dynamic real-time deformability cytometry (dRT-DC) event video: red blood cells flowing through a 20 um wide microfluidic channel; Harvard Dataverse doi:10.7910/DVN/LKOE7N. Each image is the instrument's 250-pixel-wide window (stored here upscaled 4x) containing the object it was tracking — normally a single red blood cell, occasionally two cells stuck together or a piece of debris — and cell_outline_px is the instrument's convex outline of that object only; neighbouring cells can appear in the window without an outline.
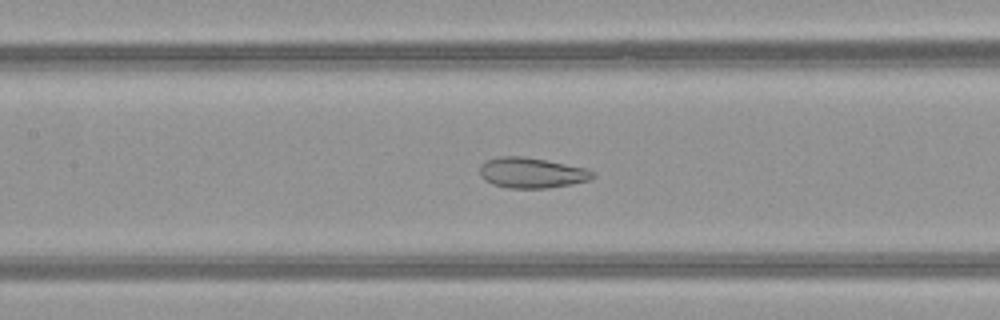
{"species": "common noctule bat (a hibernating species)", "species_latin": "Nyctalus noctula", "temperature_condition": "warm", "stored_images_in_passage": 51, "camera_frame_rate_fps": 3000, "um_per_image_px": 0.085, "animal": {"sex": "female", "body_mass_g": 21.9}, "frame": {"image": 1, "passage_image": 24, "time_ms": 7.667, "image_size_px": [1000, 320], "cell_outline_px": [[596, 176], [592, 180], [572, 184], [548, 188], [508, 188], [492, 184], [484, 180], [480, 176], [480, 164], [488, 160], [500, 156], [524, 156], [588, 168], [596, 172]], "centroid_in_image_um": [45.24, 14.69], "position_along_channel_um": 162.2, "area_um2": 20.35}}
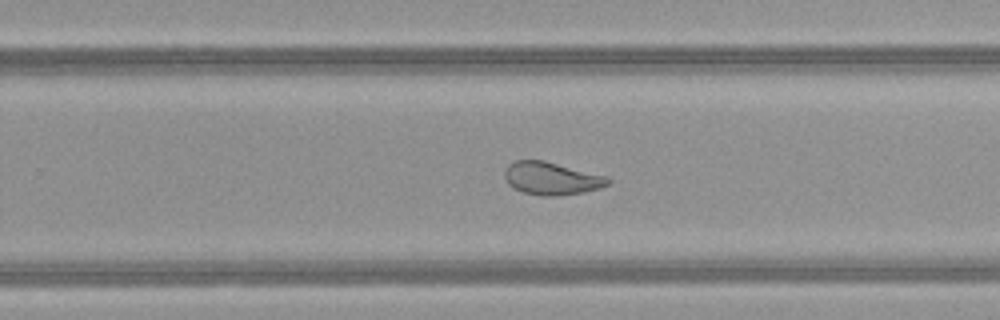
{"frame": {"image": 2, "passage_image": 33, "time_ms": 10.667, "image_size_px": [1000, 320], "cell_outline_px": [[612, 180], [608, 184], [600, 188], [584, 192], [556, 196], [544, 196], [524, 192], [508, 184], [504, 176], [504, 172], [508, 164], [516, 160], [544, 160], [604, 176]], "centroid_in_image_um": [46.86, 15.16], "position_along_channel_um": 282.9, "area_um2": 19.48}}
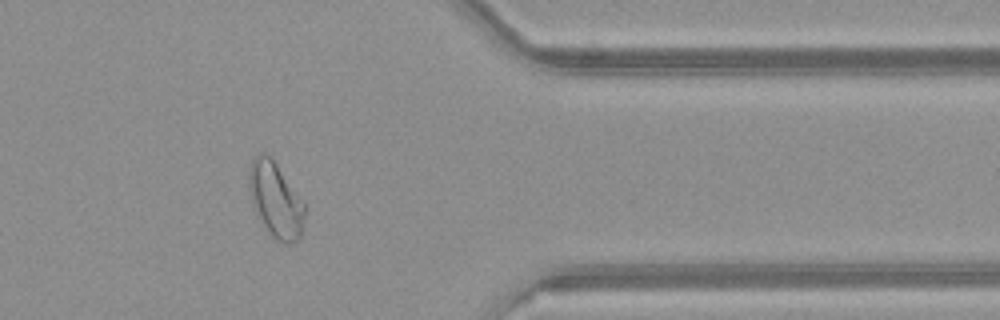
{"frame": {"image": 3, "passage_image": 42, "time_ms": 13.667, "image_size_px": [1000, 320], "cell_outline_px": [[304, 224], [300, 236], [296, 240], [288, 244], [276, 240], [272, 236], [256, 216], [252, 208], [248, 188], [248, 172], [252, 160], [260, 152], [268, 152], [272, 156], [304, 204]], "centroid_in_image_um": [23.37, 16.96], "position_along_channel_um": 388.0, "area_um2": 24.68}, "authors_computed_cell_mechanics": {"area_um2": 26.2412, "velocity_mm_per_s": 4.0484, "shape_relaxation_time_tau1_ms": null, "shape_relaxation_time_tau2_ms": 1.0005, "deformation_change_tau1": null, "deformation_change_tau2": 0.0803}}